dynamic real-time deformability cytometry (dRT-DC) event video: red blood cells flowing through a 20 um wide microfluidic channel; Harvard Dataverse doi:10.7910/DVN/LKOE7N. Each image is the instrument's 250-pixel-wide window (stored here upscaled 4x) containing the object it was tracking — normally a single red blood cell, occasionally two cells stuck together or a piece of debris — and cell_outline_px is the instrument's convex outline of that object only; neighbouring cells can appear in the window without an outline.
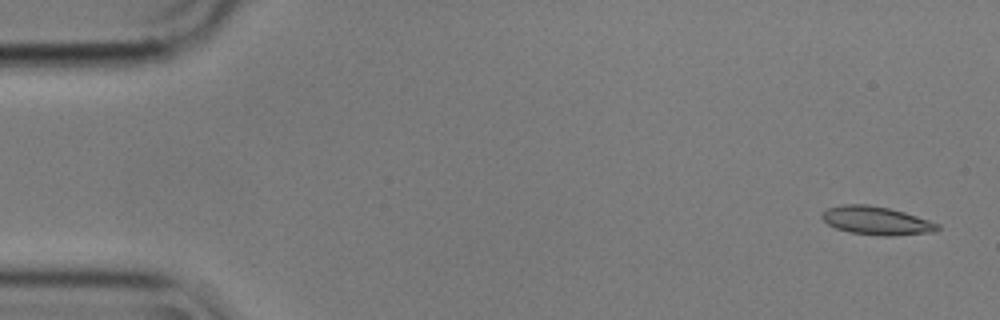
{"species": "common noctule bat (a hibernating species)", "species_latin": "Nyctalus noctula", "temperature_condition": "cold", "stored_images_in_passage": 5, "camera_frame_rate_fps": 3000, "um_per_image_px": 0.085, "animal": {"sex": "male", "body_mass_g": 17.9}, "frame": {"image": 1, "passage_image": 1, "time_ms": 0.0, "image_size_px": [1000, 320], "cell_outline_px": [[940, 228], [936, 232], [892, 236], [884, 236], [852, 232], [836, 228], [828, 224], [820, 216], [828, 208], [840, 204], [868, 204], [888, 208], [904, 212], [940, 224]], "centroid_in_image_um": [74.52, 18.75], "position_along_channel_um": 10.5, "area_um2": 19.02}}